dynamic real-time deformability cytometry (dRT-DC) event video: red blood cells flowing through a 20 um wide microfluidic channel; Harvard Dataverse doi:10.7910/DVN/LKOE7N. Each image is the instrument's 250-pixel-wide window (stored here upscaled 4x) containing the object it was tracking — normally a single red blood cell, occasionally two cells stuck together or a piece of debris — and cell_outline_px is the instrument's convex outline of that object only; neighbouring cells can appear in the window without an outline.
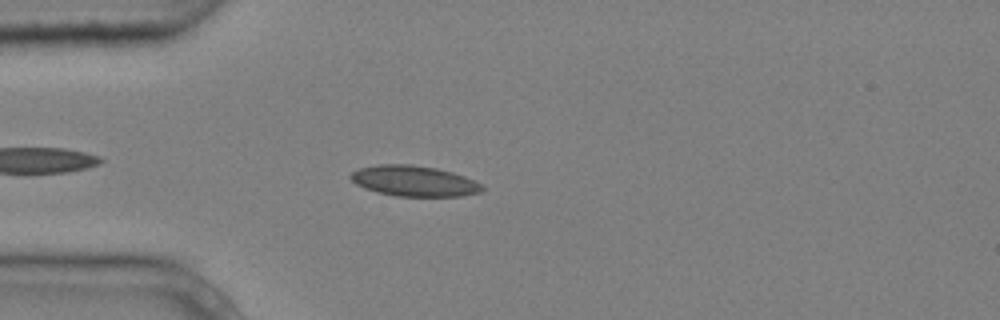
{"species": "common noctule bat (a hibernating species)", "species_latin": "Nyctalus noctula", "temperature_condition": "cold", "stored_images_in_passage": 6, "camera_frame_rate_fps": 3000, "um_per_image_px": 0.085, "animal": {"sex": "male", "body_mass_g": 20.4}, "frame": {"image": 1, "passage_image": 4, "time_ms": 1.0, "image_size_px": [1000, 320], "cell_outline_px": [[484, 188], [480, 192], [460, 196], [396, 196], [376, 192], [364, 188], [356, 184], [348, 176], [352, 172], [360, 168], [376, 164], [412, 164], [436, 168], [452, 172], [464, 176], [480, 184]], "centroid_in_image_um": [35.15, 15.38], "position_along_channel_um": 49.9, "area_um2": 23.41}}
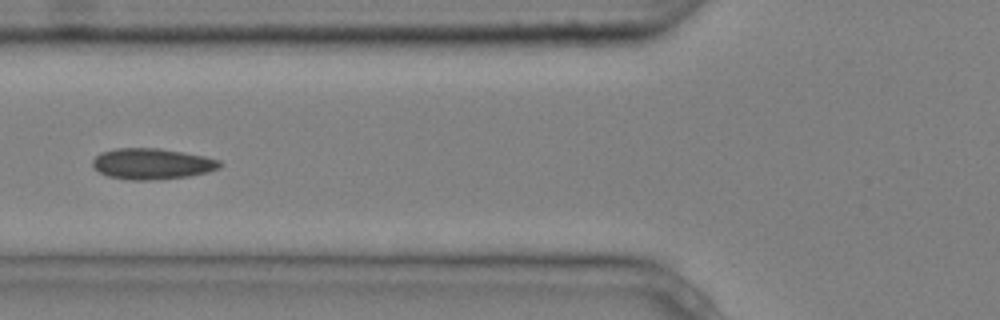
{"frame": {"image": 2, "passage_image": 6, "time_ms": 1.667, "image_size_px": [1000, 320], "cell_outline_px": [[224, 164], [220, 168], [208, 172], [188, 176], [152, 180], [132, 180], [108, 176], [100, 172], [92, 164], [92, 160], [100, 152], [116, 148], [160, 148], [184, 152], [204, 156], [220, 160]], "centroid_in_image_um": [12.95, 13.91], "position_along_channel_um": 112.8, "area_um2": 23.0}}